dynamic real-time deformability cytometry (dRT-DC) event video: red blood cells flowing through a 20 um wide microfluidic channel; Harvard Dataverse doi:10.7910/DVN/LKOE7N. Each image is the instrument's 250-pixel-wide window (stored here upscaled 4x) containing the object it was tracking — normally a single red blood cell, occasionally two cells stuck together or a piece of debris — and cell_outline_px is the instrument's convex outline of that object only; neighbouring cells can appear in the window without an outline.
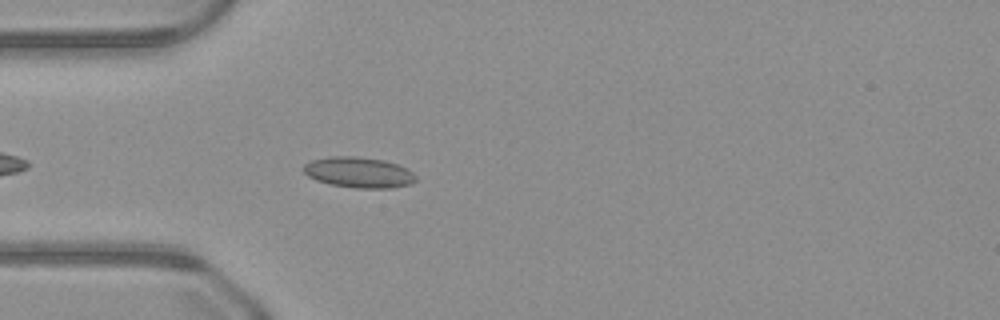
{"species": "common noctule bat (a hibernating species)", "species_latin": "Nyctalus noctula", "temperature_condition": "warm", "stored_images_in_passage": 38, "camera_frame_rate_fps": 3000, "um_per_image_px": 0.085, "animal": {"sex": "male", "body_mass_g": 23.1, "forearm_length_mm": 52.7}, "frame": {"image": 1, "passage_image": 5, "time_ms": 1.333, "image_size_px": [1000, 320], "cell_outline_px": [[416, 180], [408, 184], [392, 188], [356, 188], [332, 184], [316, 180], [308, 176], [304, 172], [304, 164], [312, 160], [328, 156], [356, 156], [384, 160], [408, 168], [416, 176]], "centroid_in_image_um": [30.49, 14.64], "position_along_channel_um": 54.5, "area_um2": 20.0}}
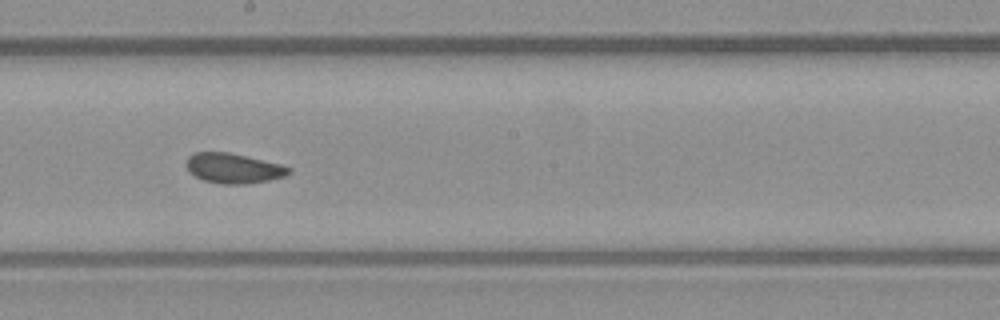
{"frame": {"image": 2, "passage_image": 18, "time_ms": 5.667, "image_size_px": [1000, 320], "cell_outline_px": [[292, 172], [284, 176], [268, 180], [244, 184], [220, 184], [204, 180], [196, 176], [188, 168], [188, 156], [196, 152], [228, 152], [280, 164], [292, 168]], "centroid_in_image_um": [19.88, 14.3], "position_along_channel_um": 228.3, "area_um2": 17.57}}
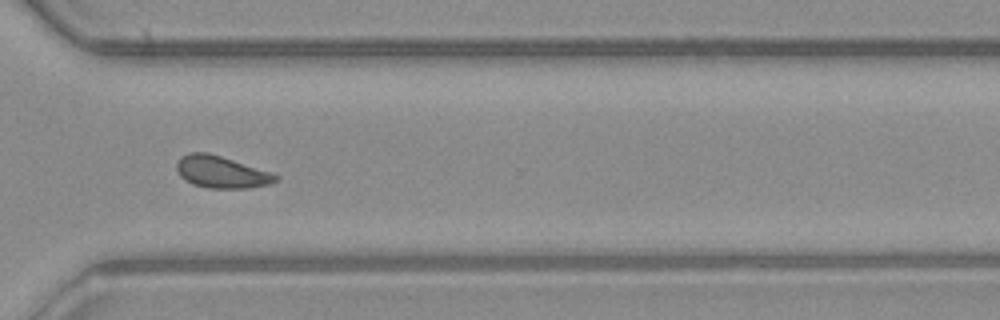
{"frame": {"image": 3, "passage_image": 27, "time_ms": 8.667, "image_size_px": [1000, 320], "cell_outline_px": [[280, 176], [276, 180], [268, 184], [248, 188], [208, 188], [192, 184], [180, 176], [176, 168], [176, 164], [180, 156], [188, 152], [208, 152], [272, 172]], "centroid_in_image_um": [18.79, 14.61], "position_along_channel_um": 351.8, "area_um2": 18.5}}